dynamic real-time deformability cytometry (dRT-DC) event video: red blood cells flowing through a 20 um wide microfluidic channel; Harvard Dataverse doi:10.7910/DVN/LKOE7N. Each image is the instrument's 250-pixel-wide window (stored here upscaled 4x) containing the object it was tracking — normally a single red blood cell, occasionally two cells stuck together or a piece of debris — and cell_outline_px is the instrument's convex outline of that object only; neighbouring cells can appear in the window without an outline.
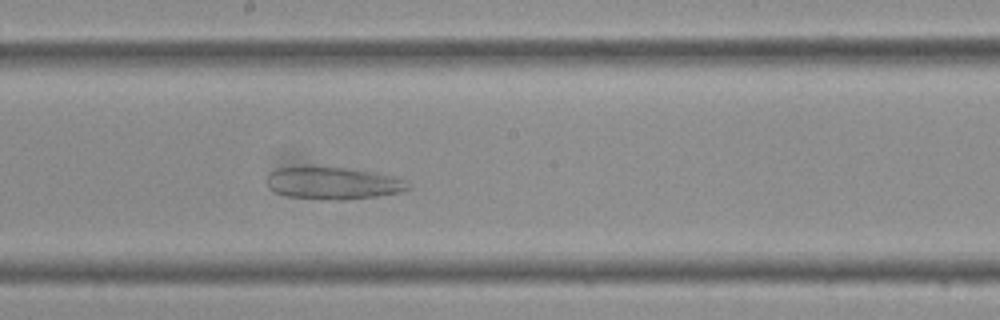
{"species": "Egyptian fruit bat (a non-hibernating species)", "species_latin": "Rousettus aegyptiacus", "temperature_condition": "cold", "stored_images_in_passage": 27, "camera_frame_rate_fps": 3000, "um_per_image_px": 0.085, "frame": {"image": 1, "passage_image": 9, "time_ms": 2.667, "image_size_px": [1000, 320], "cell_outline_px": [[412, 188], [400, 192], [376, 196], [344, 200], [324, 200], [288, 196], [276, 192], [268, 184], [268, 176], [276, 168], [348, 168], [372, 172], [408, 180], [412, 184]], "centroid_in_image_um": [28.4, 15.59], "position_along_channel_um": 219.8, "area_um2": 26.13}}
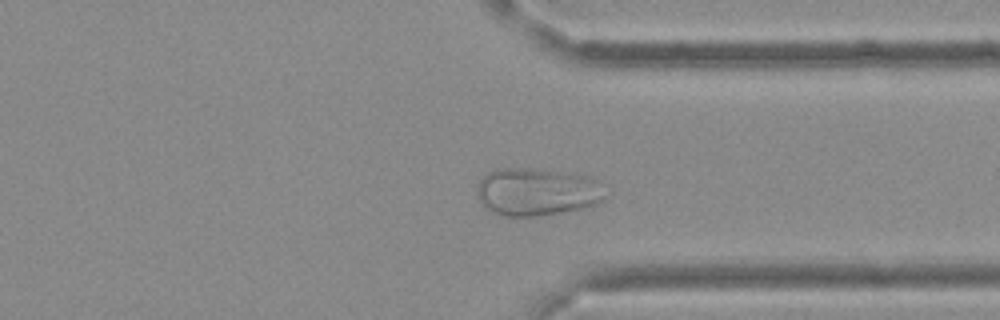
{"frame": {"image": 2, "passage_image": 17, "time_ms": 5.333, "image_size_px": [1000, 320], "cell_outline_px": [[608, 196], [604, 200], [596, 204], [584, 208], [536, 216], [508, 216], [484, 208], [476, 192], [476, 188], [480, 180], [488, 172], [496, 168], [524, 168], [572, 172], [588, 176], [600, 180]], "centroid_in_image_um": [45.7, 16.28], "position_along_channel_um": 365.7, "area_um2": 36.13}}
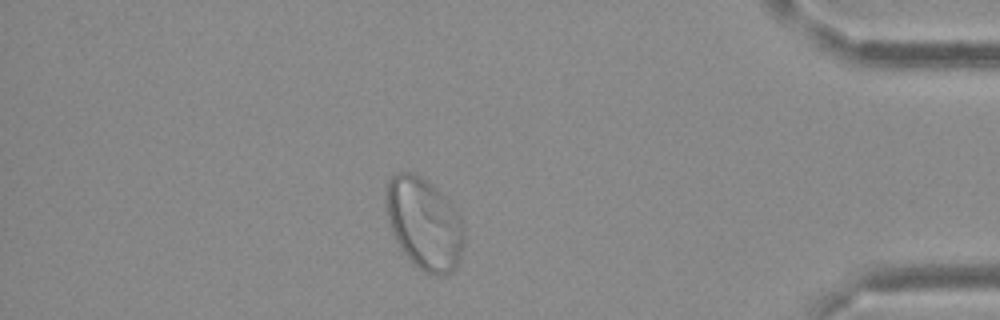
{"frame": {"image": 3, "passage_image": 21, "time_ms": 6.667, "image_size_px": [1000, 320], "cell_outline_px": [[464, 236], [460, 260], [456, 268], [452, 272], [444, 276], [428, 276], [416, 268], [412, 264], [400, 248], [392, 232], [388, 220], [384, 196], [384, 192], [388, 180], [396, 172], [412, 172], [428, 180], [444, 196], [460, 216], [464, 232]], "centroid_in_image_um": [36.04, 19.04], "position_along_channel_um": 399.2, "area_um2": 42.43}}